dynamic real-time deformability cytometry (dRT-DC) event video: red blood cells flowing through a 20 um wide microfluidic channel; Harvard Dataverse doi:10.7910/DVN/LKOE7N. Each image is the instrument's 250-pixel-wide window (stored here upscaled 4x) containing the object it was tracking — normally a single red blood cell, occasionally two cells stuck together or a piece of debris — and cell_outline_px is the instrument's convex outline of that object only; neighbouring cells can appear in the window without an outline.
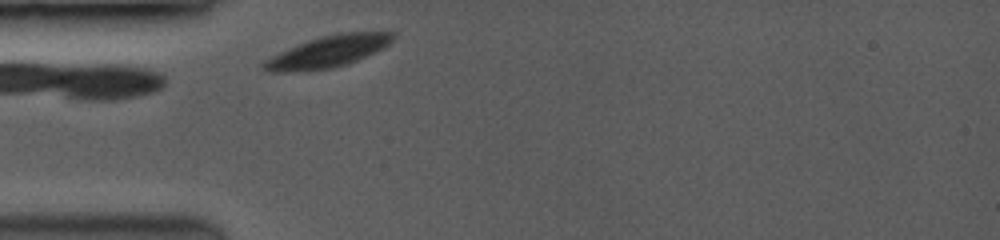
{"species": "common noctule bat (a hibernating species)", "species_latin": "Nyctalus noctula", "temperature_condition": "room temperature", "stored_images_in_passage": 8, "camera_frame_rate_fps": 3500, "um_per_image_px": 0.085, "animal": {"sex": "female", "body_mass_g": 19.0, "forearm_length_mm": 53.3}, "frame": {"image": 1, "passage_image": 1, "time_ms": 0.0, "image_size_px": [1000, 240], "cell_outline_px": [[396, 36], [384, 48], [356, 60], [332, 68], [284, 72], [276, 72], [260, 68], [260, 64], [264, 60], [288, 48], [308, 40], [320, 36], [340, 32], [396, 32]], "centroid_in_image_um": [27.88, 4.37], "position_along_channel_um": 57.1, "area_um2": 23.52}}